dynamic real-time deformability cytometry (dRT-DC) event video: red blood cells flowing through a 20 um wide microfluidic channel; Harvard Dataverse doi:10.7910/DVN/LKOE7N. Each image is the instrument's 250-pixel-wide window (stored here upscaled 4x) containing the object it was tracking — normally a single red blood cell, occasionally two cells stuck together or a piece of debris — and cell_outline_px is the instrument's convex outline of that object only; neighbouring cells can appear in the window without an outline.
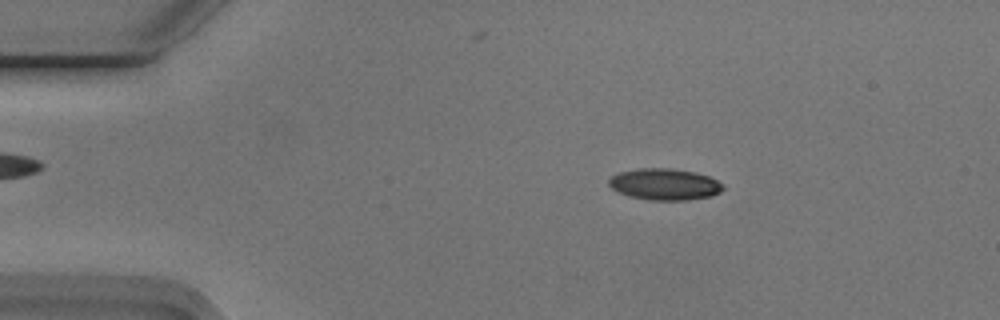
{"species": "Egyptian fruit bat (a non-hibernating species)", "species_latin": "Rousettus aegyptiacus", "temperature_condition": "cold", "stored_images_in_passage": 50, "camera_frame_rate_fps": 3000, "um_per_image_px": 0.085, "animal": {"sex": "male"}, "frame": {"image": 1, "passage_image": 5, "time_ms": 1.333, "image_size_px": [1000, 320], "cell_outline_px": [[724, 188], [720, 192], [712, 196], [688, 200], [652, 200], [632, 196], [620, 192], [612, 188], [608, 184], [608, 180], [612, 176], [620, 172], [640, 168], [672, 168], [692, 172], [708, 176], [724, 184]], "centroid_in_image_um": [56.52, 15.66], "position_along_channel_um": 28.5, "area_um2": 20.75}}
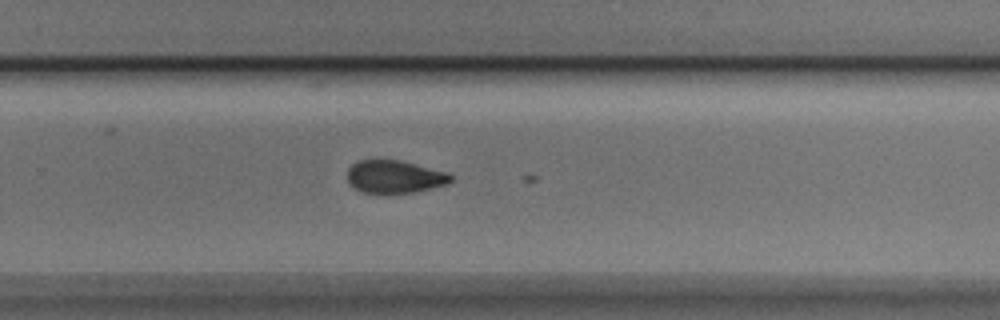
{"frame": {"image": 2, "passage_image": 31, "time_ms": 10.0, "image_size_px": [1000, 320], "cell_outline_px": [[452, 180], [448, 184], [412, 192], [364, 192], [356, 188], [348, 180], [348, 168], [356, 160], [400, 160], [448, 172], [452, 176]], "centroid_in_image_um": [33.56, 14.99], "position_along_channel_um": 296.2, "area_um2": 19.42}}
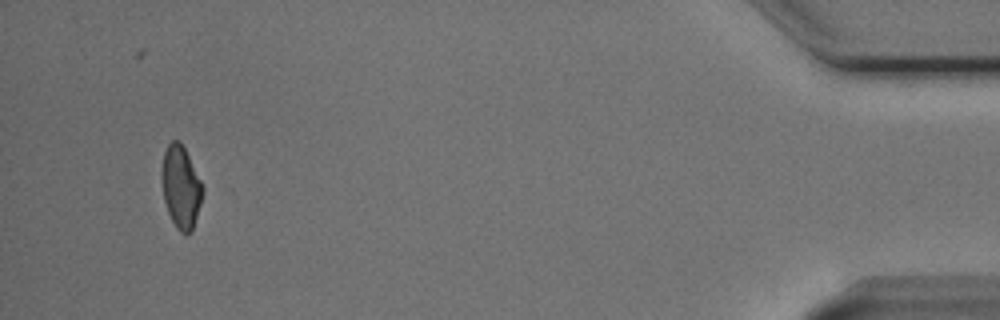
{"frame": {"image": 3, "passage_image": 47, "time_ms": 15.333, "image_size_px": [1000, 320], "cell_outline_px": [[204, 192], [192, 232], [184, 236], [176, 228], [168, 212], [164, 200], [164, 152], [168, 144], [172, 140], [180, 140], [204, 188]], "centroid_in_image_um": [15.42, 15.96], "position_along_channel_um": 419.8, "area_um2": 19.07}}